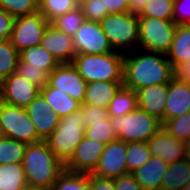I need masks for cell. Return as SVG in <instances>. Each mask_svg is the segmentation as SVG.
<instances>
[{"label": "cell", "mask_w": 190, "mask_h": 190, "mask_svg": "<svg viewBox=\"0 0 190 190\" xmlns=\"http://www.w3.org/2000/svg\"><path fill=\"white\" fill-rule=\"evenodd\" d=\"M137 50L135 54H124L125 87L137 92L144 87L169 83L173 79V67L165 54Z\"/></svg>", "instance_id": "1"}, {"label": "cell", "mask_w": 190, "mask_h": 190, "mask_svg": "<svg viewBox=\"0 0 190 190\" xmlns=\"http://www.w3.org/2000/svg\"><path fill=\"white\" fill-rule=\"evenodd\" d=\"M27 186L52 190L65 165L54 155L46 141L28 144L22 161Z\"/></svg>", "instance_id": "2"}, {"label": "cell", "mask_w": 190, "mask_h": 190, "mask_svg": "<svg viewBox=\"0 0 190 190\" xmlns=\"http://www.w3.org/2000/svg\"><path fill=\"white\" fill-rule=\"evenodd\" d=\"M71 63L87 83L123 82L124 53L76 54Z\"/></svg>", "instance_id": "3"}, {"label": "cell", "mask_w": 190, "mask_h": 190, "mask_svg": "<svg viewBox=\"0 0 190 190\" xmlns=\"http://www.w3.org/2000/svg\"><path fill=\"white\" fill-rule=\"evenodd\" d=\"M110 119L116 137L126 143L147 142L162 129V122L158 118L138 107L126 115Z\"/></svg>", "instance_id": "4"}, {"label": "cell", "mask_w": 190, "mask_h": 190, "mask_svg": "<svg viewBox=\"0 0 190 190\" xmlns=\"http://www.w3.org/2000/svg\"><path fill=\"white\" fill-rule=\"evenodd\" d=\"M85 122L78 110L60 118L58 127L45 140L54 155L65 165L74 154L76 147L84 138Z\"/></svg>", "instance_id": "5"}, {"label": "cell", "mask_w": 190, "mask_h": 190, "mask_svg": "<svg viewBox=\"0 0 190 190\" xmlns=\"http://www.w3.org/2000/svg\"><path fill=\"white\" fill-rule=\"evenodd\" d=\"M100 24L114 51L125 54L127 48L131 50L133 45L139 47L138 15L131 12L113 13L107 15Z\"/></svg>", "instance_id": "6"}, {"label": "cell", "mask_w": 190, "mask_h": 190, "mask_svg": "<svg viewBox=\"0 0 190 190\" xmlns=\"http://www.w3.org/2000/svg\"><path fill=\"white\" fill-rule=\"evenodd\" d=\"M177 24L173 20L139 17V49L167 54Z\"/></svg>", "instance_id": "7"}, {"label": "cell", "mask_w": 190, "mask_h": 190, "mask_svg": "<svg viewBox=\"0 0 190 190\" xmlns=\"http://www.w3.org/2000/svg\"><path fill=\"white\" fill-rule=\"evenodd\" d=\"M0 121L5 137L33 144L43 141L37 134L26 109L0 101Z\"/></svg>", "instance_id": "8"}, {"label": "cell", "mask_w": 190, "mask_h": 190, "mask_svg": "<svg viewBox=\"0 0 190 190\" xmlns=\"http://www.w3.org/2000/svg\"><path fill=\"white\" fill-rule=\"evenodd\" d=\"M49 23L39 11L31 15L16 17L10 38L12 45L18 52L39 45Z\"/></svg>", "instance_id": "9"}, {"label": "cell", "mask_w": 190, "mask_h": 190, "mask_svg": "<svg viewBox=\"0 0 190 190\" xmlns=\"http://www.w3.org/2000/svg\"><path fill=\"white\" fill-rule=\"evenodd\" d=\"M77 54H107L114 51L100 22L85 20L72 36Z\"/></svg>", "instance_id": "10"}, {"label": "cell", "mask_w": 190, "mask_h": 190, "mask_svg": "<svg viewBox=\"0 0 190 190\" xmlns=\"http://www.w3.org/2000/svg\"><path fill=\"white\" fill-rule=\"evenodd\" d=\"M126 150L127 143L119 138L106 144L97 166L91 174L108 179H115L127 174Z\"/></svg>", "instance_id": "11"}, {"label": "cell", "mask_w": 190, "mask_h": 190, "mask_svg": "<svg viewBox=\"0 0 190 190\" xmlns=\"http://www.w3.org/2000/svg\"><path fill=\"white\" fill-rule=\"evenodd\" d=\"M47 84L63 91L80 104H83L87 82L77 72L72 63L59 64L48 75Z\"/></svg>", "instance_id": "12"}, {"label": "cell", "mask_w": 190, "mask_h": 190, "mask_svg": "<svg viewBox=\"0 0 190 190\" xmlns=\"http://www.w3.org/2000/svg\"><path fill=\"white\" fill-rule=\"evenodd\" d=\"M40 93V88L16 72L0 83V101L26 108Z\"/></svg>", "instance_id": "13"}, {"label": "cell", "mask_w": 190, "mask_h": 190, "mask_svg": "<svg viewBox=\"0 0 190 190\" xmlns=\"http://www.w3.org/2000/svg\"><path fill=\"white\" fill-rule=\"evenodd\" d=\"M105 145L84 137L76 147L72 157L65 164V170L74 173H92L97 166Z\"/></svg>", "instance_id": "14"}, {"label": "cell", "mask_w": 190, "mask_h": 190, "mask_svg": "<svg viewBox=\"0 0 190 190\" xmlns=\"http://www.w3.org/2000/svg\"><path fill=\"white\" fill-rule=\"evenodd\" d=\"M25 109L35 126L38 136L45 141L58 127L59 115L52 111L41 93Z\"/></svg>", "instance_id": "15"}, {"label": "cell", "mask_w": 190, "mask_h": 190, "mask_svg": "<svg viewBox=\"0 0 190 190\" xmlns=\"http://www.w3.org/2000/svg\"><path fill=\"white\" fill-rule=\"evenodd\" d=\"M151 156L159 157L167 164L187 157V144L161 129L147 141Z\"/></svg>", "instance_id": "16"}, {"label": "cell", "mask_w": 190, "mask_h": 190, "mask_svg": "<svg viewBox=\"0 0 190 190\" xmlns=\"http://www.w3.org/2000/svg\"><path fill=\"white\" fill-rule=\"evenodd\" d=\"M40 45L51 53L60 64L71 63L77 54L73 37L58 30L51 23L47 26Z\"/></svg>", "instance_id": "17"}, {"label": "cell", "mask_w": 190, "mask_h": 190, "mask_svg": "<svg viewBox=\"0 0 190 190\" xmlns=\"http://www.w3.org/2000/svg\"><path fill=\"white\" fill-rule=\"evenodd\" d=\"M167 95L168 83L139 89L137 91L138 108L163 122Z\"/></svg>", "instance_id": "18"}, {"label": "cell", "mask_w": 190, "mask_h": 190, "mask_svg": "<svg viewBox=\"0 0 190 190\" xmlns=\"http://www.w3.org/2000/svg\"><path fill=\"white\" fill-rule=\"evenodd\" d=\"M190 111V85L172 79L168 83L164 121Z\"/></svg>", "instance_id": "19"}, {"label": "cell", "mask_w": 190, "mask_h": 190, "mask_svg": "<svg viewBox=\"0 0 190 190\" xmlns=\"http://www.w3.org/2000/svg\"><path fill=\"white\" fill-rule=\"evenodd\" d=\"M168 166L169 164L161 158L151 156L145 165L136 169L132 174L141 185L142 190L161 189L162 179Z\"/></svg>", "instance_id": "20"}, {"label": "cell", "mask_w": 190, "mask_h": 190, "mask_svg": "<svg viewBox=\"0 0 190 190\" xmlns=\"http://www.w3.org/2000/svg\"><path fill=\"white\" fill-rule=\"evenodd\" d=\"M123 85V82L107 81L87 83L83 104L96 105L97 107L107 109L114 95Z\"/></svg>", "instance_id": "21"}, {"label": "cell", "mask_w": 190, "mask_h": 190, "mask_svg": "<svg viewBox=\"0 0 190 190\" xmlns=\"http://www.w3.org/2000/svg\"><path fill=\"white\" fill-rule=\"evenodd\" d=\"M166 56L172 67L190 59V24L177 25L170 50Z\"/></svg>", "instance_id": "22"}, {"label": "cell", "mask_w": 190, "mask_h": 190, "mask_svg": "<svg viewBox=\"0 0 190 190\" xmlns=\"http://www.w3.org/2000/svg\"><path fill=\"white\" fill-rule=\"evenodd\" d=\"M40 93L46 99L52 108V111L57 113L60 118L77 112L79 109V102L71 98L63 91L50 87L48 84L40 89Z\"/></svg>", "instance_id": "23"}, {"label": "cell", "mask_w": 190, "mask_h": 190, "mask_svg": "<svg viewBox=\"0 0 190 190\" xmlns=\"http://www.w3.org/2000/svg\"><path fill=\"white\" fill-rule=\"evenodd\" d=\"M190 183V161L187 158L169 164L162 179L161 189L183 190Z\"/></svg>", "instance_id": "24"}, {"label": "cell", "mask_w": 190, "mask_h": 190, "mask_svg": "<svg viewBox=\"0 0 190 190\" xmlns=\"http://www.w3.org/2000/svg\"><path fill=\"white\" fill-rule=\"evenodd\" d=\"M22 62L28 63V67L41 68L48 75L60 64L57 59L40 44L28 47L19 52Z\"/></svg>", "instance_id": "25"}, {"label": "cell", "mask_w": 190, "mask_h": 190, "mask_svg": "<svg viewBox=\"0 0 190 190\" xmlns=\"http://www.w3.org/2000/svg\"><path fill=\"white\" fill-rule=\"evenodd\" d=\"M27 178L22 163L0 165V190H22Z\"/></svg>", "instance_id": "26"}, {"label": "cell", "mask_w": 190, "mask_h": 190, "mask_svg": "<svg viewBox=\"0 0 190 190\" xmlns=\"http://www.w3.org/2000/svg\"><path fill=\"white\" fill-rule=\"evenodd\" d=\"M137 107V92L130 90L123 85L114 95L107 110L109 117H117L120 115H126L131 111H134Z\"/></svg>", "instance_id": "27"}, {"label": "cell", "mask_w": 190, "mask_h": 190, "mask_svg": "<svg viewBox=\"0 0 190 190\" xmlns=\"http://www.w3.org/2000/svg\"><path fill=\"white\" fill-rule=\"evenodd\" d=\"M28 144L8 137L0 139V165L22 163Z\"/></svg>", "instance_id": "28"}, {"label": "cell", "mask_w": 190, "mask_h": 190, "mask_svg": "<svg viewBox=\"0 0 190 190\" xmlns=\"http://www.w3.org/2000/svg\"><path fill=\"white\" fill-rule=\"evenodd\" d=\"M19 52L10 40L0 42V83L16 72Z\"/></svg>", "instance_id": "29"}, {"label": "cell", "mask_w": 190, "mask_h": 190, "mask_svg": "<svg viewBox=\"0 0 190 190\" xmlns=\"http://www.w3.org/2000/svg\"><path fill=\"white\" fill-rule=\"evenodd\" d=\"M151 158V153L147 142H132L127 143L126 150V166L128 173L134 172L136 169L141 168Z\"/></svg>", "instance_id": "30"}, {"label": "cell", "mask_w": 190, "mask_h": 190, "mask_svg": "<svg viewBox=\"0 0 190 190\" xmlns=\"http://www.w3.org/2000/svg\"><path fill=\"white\" fill-rule=\"evenodd\" d=\"M52 190H90L89 174L64 170L58 176Z\"/></svg>", "instance_id": "31"}, {"label": "cell", "mask_w": 190, "mask_h": 190, "mask_svg": "<svg viewBox=\"0 0 190 190\" xmlns=\"http://www.w3.org/2000/svg\"><path fill=\"white\" fill-rule=\"evenodd\" d=\"M85 20L82 9L78 6L55 18L51 24L65 34L73 36Z\"/></svg>", "instance_id": "32"}, {"label": "cell", "mask_w": 190, "mask_h": 190, "mask_svg": "<svg viewBox=\"0 0 190 190\" xmlns=\"http://www.w3.org/2000/svg\"><path fill=\"white\" fill-rule=\"evenodd\" d=\"M162 129L170 136L184 142L190 141V111L162 122Z\"/></svg>", "instance_id": "33"}, {"label": "cell", "mask_w": 190, "mask_h": 190, "mask_svg": "<svg viewBox=\"0 0 190 190\" xmlns=\"http://www.w3.org/2000/svg\"><path fill=\"white\" fill-rule=\"evenodd\" d=\"M39 12L51 23L58 16L78 7L75 0H38Z\"/></svg>", "instance_id": "34"}, {"label": "cell", "mask_w": 190, "mask_h": 190, "mask_svg": "<svg viewBox=\"0 0 190 190\" xmlns=\"http://www.w3.org/2000/svg\"><path fill=\"white\" fill-rule=\"evenodd\" d=\"M175 0H149L138 17H155L162 20H173Z\"/></svg>", "instance_id": "35"}, {"label": "cell", "mask_w": 190, "mask_h": 190, "mask_svg": "<svg viewBox=\"0 0 190 190\" xmlns=\"http://www.w3.org/2000/svg\"><path fill=\"white\" fill-rule=\"evenodd\" d=\"M84 137L104 144H108L112 140L117 139L113 131L110 117L106 120H101V122L92 123L91 126L86 127L84 129Z\"/></svg>", "instance_id": "36"}, {"label": "cell", "mask_w": 190, "mask_h": 190, "mask_svg": "<svg viewBox=\"0 0 190 190\" xmlns=\"http://www.w3.org/2000/svg\"><path fill=\"white\" fill-rule=\"evenodd\" d=\"M0 8L14 18L31 15L39 11L38 0H0Z\"/></svg>", "instance_id": "37"}, {"label": "cell", "mask_w": 190, "mask_h": 190, "mask_svg": "<svg viewBox=\"0 0 190 190\" xmlns=\"http://www.w3.org/2000/svg\"><path fill=\"white\" fill-rule=\"evenodd\" d=\"M16 73L35 86L42 89L47 84L48 74L41 68L28 67V63L22 62L19 59Z\"/></svg>", "instance_id": "38"}, {"label": "cell", "mask_w": 190, "mask_h": 190, "mask_svg": "<svg viewBox=\"0 0 190 190\" xmlns=\"http://www.w3.org/2000/svg\"><path fill=\"white\" fill-rule=\"evenodd\" d=\"M86 20L101 22L107 15L101 0H84L79 4Z\"/></svg>", "instance_id": "39"}, {"label": "cell", "mask_w": 190, "mask_h": 190, "mask_svg": "<svg viewBox=\"0 0 190 190\" xmlns=\"http://www.w3.org/2000/svg\"><path fill=\"white\" fill-rule=\"evenodd\" d=\"M78 110L81 112L82 121L85 122L86 127L109 118L108 110L96 105L80 104Z\"/></svg>", "instance_id": "40"}, {"label": "cell", "mask_w": 190, "mask_h": 190, "mask_svg": "<svg viewBox=\"0 0 190 190\" xmlns=\"http://www.w3.org/2000/svg\"><path fill=\"white\" fill-rule=\"evenodd\" d=\"M173 21L177 25L190 24V0H175Z\"/></svg>", "instance_id": "41"}, {"label": "cell", "mask_w": 190, "mask_h": 190, "mask_svg": "<svg viewBox=\"0 0 190 190\" xmlns=\"http://www.w3.org/2000/svg\"><path fill=\"white\" fill-rule=\"evenodd\" d=\"M15 18L0 8V42L10 40Z\"/></svg>", "instance_id": "42"}, {"label": "cell", "mask_w": 190, "mask_h": 190, "mask_svg": "<svg viewBox=\"0 0 190 190\" xmlns=\"http://www.w3.org/2000/svg\"><path fill=\"white\" fill-rule=\"evenodd\" d=\"M115 190H142L132 173H127L113 179Z\"/></svg>", "instance_id": "43"}, {"label": "cell", "mask_w": 190, "mask_h": 190, "mask_svg": "<svg viewBox=\"0 0 190 190\" xmlns=\"http://www.w3.org/2000/svg\"><path fill=\"white\" fill-rule=\"evenodd\" d=\"M172 75L175 81L190 85V59L173 66Z\"/></svg>", "instance_id": "44"}, {"label": "cell", "mask_w": 190, "mask_h": 190, "mask_svg": "<svg viewBox=\"0 0 190 190\" xmlns=\"http://www.w3.org/2000/svg\"><path fill=\"white\" fill-rule=\"evenodd\" d=\"M90 190H115L113 179L101 178L93 174H89Z\"/></svg>", "instance_id": "45"}, {"label": "cell", "mask_w": 190, "mask_h": 190, "mask_svg": "<svg viewBox=\"0 0 190 190\" xmlns=\"http://www.w3.org/2000/svg\"><path fill=\"white\" fill-rule=\"evenodd\" d=\"M109 14L129 12L128 0H101Z\"/></svg>", "instance_id": "46"}, {"label": "cell", "mask_w": 190, "mask_h": 190, "mask_svg": "<svg viewBox=\"0 0 190 190\" xmlns=\"http://www.w3.org/2000/svg\"><path fill=\"white\" fill-rule=\"evenodd\" d=\"M149 0H128L129 12L139 15Z\"/></svg>", "instance_id": "47"}, {"label": "cell", "mask_w": 190, "mask_h": 190, "mask_svg": "<svg viewBox=\"0 0 190 190\" xmlns=\"http://www.w3.org/2000/svg\"><path fill=\"white\" fill-rule=\"evenodd\" d=\"M22 190H47V189H43V188H37V187H31V186H26L24 189Z\"/></svg>", "instance_id": "48"}, {"label": "cell", "mask_w": 190, "mask_h": 190, "mask_svg": "<svg viewBox=\"0 0 190 190\" xmlns=\"http://www.w3.org/2000/svg\"><path fill=\"white\" fill-rule=\"evenodd\" d=\"M187 144V159L190 161V141L186 143Z\"/></svg>", "instance_id": "49"}, {"label": "cell", "mask_w": 190, "mask_h": 190, "mask_svg": "<svg viewBox=\"0 0 190 190\" xmlns=\"http://www.w3.org/2000/svg\"><path fill=\"white\" fill-rule=\"evenodd\" d=\"M3 137H5V133H4L1 121H0V139L3 138Z\"/></svg>", "instance_id": "50"}, {"label": "cell", "mask_w": 190, "mask_h": 190, "mask_svg": "<svg viewBox=\"0 0 190 190\" xmlns=\"http://www.w3.org/2000/svg\"><path fill=\"white\" fill-rule=\"evenodd\" d=\"M183 190H190V183H188Z\"/></svg>", "instance_id": "51"}, {"label": "cell", "mask_w": 190, "mask_h": 190, "mask_svg": "<svg viewBox=\"0 0 190 190\" xmlns=\"http://www.w3.org/2000/svg\"><path fill=\"white\" fill-rule=\"evenodd\" d=\"M77 3H78V5L80 4V3H82L84 0H75Z\"/></svg>", "instance_id": "52"}]
</instances>
